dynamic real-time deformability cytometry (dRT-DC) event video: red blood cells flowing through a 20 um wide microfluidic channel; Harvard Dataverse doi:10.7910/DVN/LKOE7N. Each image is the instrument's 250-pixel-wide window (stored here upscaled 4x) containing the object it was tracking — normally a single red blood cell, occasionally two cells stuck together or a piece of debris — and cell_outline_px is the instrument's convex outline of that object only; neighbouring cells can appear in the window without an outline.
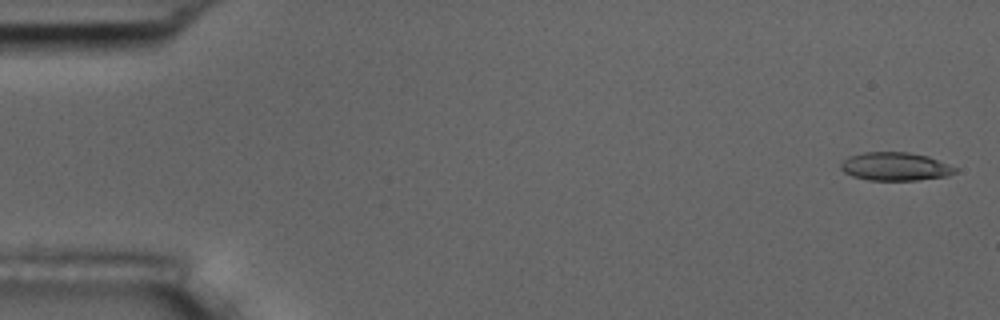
{"species": "common noctule bat (a hibernating species)", "species_latin": "Nyctalus noctula", "temperature_condition": "room temperature", "stored_images_in_passage": 5, "camera_frame_rate_fps": 3000, "um_per_image_px": 0.085, "animal": {"sex": "male", "body_mass_g": 17.5, "forearm_length_mm": 52.3}, "frame": {"image": 1, "passage_image": 1, "time_ms": 0.0, "image_size_px": [1000, 320], "cell_outline_px": [[956, 172], [948, 176], [916, 180], [868, 180], [852, 176], [844, 172], [840, 168], [840, 164], [848, 156], [864, 152], [908, 152], [928, 156], [948, 164], [956, 168]], "centroid_in_image_um": [76.07, 14.15], "position_along_channel_um": 8.9, "area_um2": 18.84}}